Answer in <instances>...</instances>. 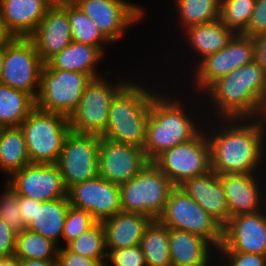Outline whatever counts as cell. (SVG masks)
I'll return each instance as SVG.
<instances>
[{"mask_svg":"<svg viewBox=\"0 0 266 266\" xmlns=\"http://www.w3.org/2000/svg\"><path fill=\"white\" fill-rule=\"evenodd\" d=\"M223 120L224 125L220 124L217 131L214 128L211 130L212 134L211 131L206 132L210 145L211 170L217 174H256L265 158L263 140L266 123L262 118H255L252 122L248 118Z\"/></svg>","mask_w":266,"mask_h":266,"instance_id":"cell-1","label":"cell"},{"mask_svg":"<svg viewBox=\"0 0 266 266\" xmlns=\"http://www.w3.org/2000/svg\"><path fill=\"white\" fill-rule=\"evenodd\" d=\"M204 92L219 118H262L266 73L254 60L217 79Z\"/></svg>","mask_w":266,"mask_h":266,"instance_id":"cell-2","label":"cell"},{"mask_svg":"<svg viewBox=\"0 0 266 266\" xmlns=\"http://www.w3.org/2000/svg\"><path fill=\"white\" fill-rule=\"evenodd\" d=\"M158 93L152 97L143 146L149 162L163 151L192 140L202 131L195 118L192 119L194 116H189L185 110L186 105L181 103V99L178 101L175 97L168 98L166 93Z\"/></svg>","mask_w":266,"mask_h":266,"instance_id":"cell-3","label":"cell"},{"mask_svg":"<svg viewBox=\"0 0 266 266\" xmlns=\"http://www.w3.org/2000/svg\"><path fill=\"white\" fill-rule=\"evenodd\" d=\"M131 82L113 98L107 128L101 137L143 148L150 105L156 92Z\"/></svg>","mask_w":266,"mask_h":266,"instance_id":"cell-4","label":"cell"},{"mask_svg":"<svg viewBox=\"0 0 266 266\" xmlns=\"http://www.w3.org/2000/svg\"><path fill=\"white\" fill-rule=\"evenodd\" d=\"M20 127L32 164L57 163L70 131L67 116L35 108Z\"/></svg>","mask_w":266,"mask_h":266,"instance_id":"cell-5","label":"cell"},{"mask_svg":"<svg viewBox=\"0 0 266 266\" xmlns=\"http://www.w3.org/2000/svg\"><path fill=\"white\" fill-rule=\"evenodd\" d=\"M174 187L169 178L149 162L134 178L120 185L122 211L158 219Z\"/></svg>","mask_w":266,"mask_h":266,"instance_id":"cell-6","label":"cell"},{"mask_svg":"<svg viewBox=\"0 0 266 266\" xmlns=\"http://www.w3.org/2000/svg\"><path fill=\"white\" fill-rule=\"evenodd\" d=\"M129 82L123 80L114 84L105 77L92 78L78 106L68 116L70 131L102 136L107 128L112 100Z\"/></svg>","mask_w":266,"mask_h":266,"instance_id":"cell-7","label":"cell"},{"mask_svg":"<svg viewBox=\"0 0 266 266\" xmlns=\"http://www.w3.org/2000/svg\"><path fill=\"white\" fill-rule=\"evenodd\" d=\"M158 220L168 228L204 237L216 250L223 241V226L179 186H175L170 192L165 209Z\"/></svg>","mask_w":266,"mask_h":266,"instance_id":"cell-8","label":"cell"},{"mask_svg":"<svg viewBox=\"0 0 266 266\" xmlns=\"http://www.w3.org/2000/svg\"><path fill=\"white\" fill-rule=\"evenodd\" d=\"M92 80L90 75L58 69L45 64L41 71L36 108L69 116L78 106L83 92Z\"/></svg>","mask_w":266,"mask_h":266,"instance_id":"cell-9","label":"cell"},{"mask_svg":"<svg viewBox=\"0 0 266 266\" xmlns=\"http://www.w3.org/2000/svg\"><path fill=\"white\" fill-rule=\"evenodd\" d=\"M205 131L190 141L163 151L152 163L175 185L211 171L210 145Z\"/></svg>","mask_w":266,"mask_h":266,"instance_id":"cell-10","label":"cell"},{"mask_svg":"<svg viewBox=\"0 0 266 266\" xmlns=\"http://www.w3.org/2000/svg\"><path fill=\"white\" fill-rule=\"evenodd\" d=\"M43 66L33 42L29 38L15 37L4 44L0 83L29 93L36 100Z\"/></svg>","mask_w":266,"mask_h":266,"instance_id":"cell-11","label":"cell"},{"mask_svg":"<svg viewBox=\"0 0 266 266\" xmlns=\"http://www.w3.org/2000/svg\"><path fill=\"white\" fill-rule=\"evenodd\" d=\"M99 144V135L69 131L56 163L67 189L99 175Z\"/></svg>","mask_w":266,"mask_h":266,"instance_id":"cell-12","label":"cell"},{"mask_svg":"<svg viewBox=\"0 0 266 266\" xmlns=\"http://www.w3.org/2000/svg\"><path fill=\"white\" fill-rule=\"evenodd\" d=\"M256 60L254 38L235 34L229 43L218 52L206 56L194 70V83L205 91L213 82Z\"/></svg>","mask_w":266,"mask_h":266,"instance_id":"cell-13","label":"cell"},{"mask_svg":"<svg viewBox=\"0 0 266 266\" xmlns=\"http://www.w3.org/2000/svg\"><path fill=\"white\" fill-rule=\"evenodd\" d=\"M97 25L102 34L116 42L128 27L144 17L143 8L126 0H77L76 4Z\"/></svg>","mask_w":266,"mask_h":266,"instance_id":"cell-14","label":"cell"},{"mask_svg":"<svg viewBox=\"0 0 266 266\" xmlns=\"http://www.w3.org/2000/svg\"><path fill=\"white\" fill-rule=\"evenodd\" d=\"M6 182L17 194L44 202L68 197L57 164H29L14 172Z\"/></svg>","mask_w":266,"mask_h":266,"instance_id":"cell-15","label":"cell"},{"mask_svg":"<svg viewBox=\"0 0 266 266\" xmlns=\"http://www.w3.org/2000/svg\"><path fill=\"white\" fill-rule=\"evenodd\" d=\"M149 163L143 148L111 141L100 136L98 174L122 185L134 178Z\"/></svg>","mask_w":266,"mask_h":266,"instance_id":"cell-16","label":"cell"},{"mask_svg":"<svg viewBox=\"0 0 266 266\" xmlns=\"http://www.w3.org/2000/svg\"><path fill=\"white\" fill-rule=\"evenodd\" d=\"M68 199L71 206L88 211L97 222L122 211L120 185L99 175L70 187Z\"/></svg>","mask_w":266,"mask_h":266,"instance_id":"cell-17","label":"cell"},{"mask_svg":"<svg viewBox=\"0 0 266 266\" xmlns=\"http://www.w3.org/2000/svg\"><path fill=\"white\" fill-rule=\"evenodd\" d=\"M265 211L230 217L223 227V241L217 251L266 255Z\"/></svg>","mask_w":266,"mask_h":266,"instance_id":"cell-18","label":"cell"},{"mask_svg":"<svg viewBox=\"0 0 266 266\" xmlns=\"http://www.w3.org/2000/svg\"><path fill=\"white\" fill-rule=\"evenodd\" d=\"M28 38L46 64L73 41L68 6L49 8L37 29Z\"/></svg>","mask_w":266,"mask_h":266,"instance_id":"cell-19","label":"cell"},{"mask_svg":"<svg viewBox=\"0 0 266 266\" xmlns=\"http://www.w3.org/2000/svg\"><path fill=\"white\" fill-rule=\"evenodd\" d=\"M179 187L223 227L229 222L227 199L219 174L211 170L204 175L185 180Z\"/></svg>","mask_w":266,"mask_h":266,"instance_id":"cell-20","label":"cell"},{"mask_svg":"<svg viewBox=\"0 0 266 266\" xmlns=\"http://www.w3.org/2000/svg\"><path fill=\"white\" fill-rule=\"evenodd\" d=\"M255 174H219L230 217L259 212L264 197ZM263 198V199H262ZM261 199V200H260Z\"/></svg>","mask_w":266,"mask_h":266,"instance_id":"cell-21","label":"cell"},{"mask_svg":"<svg viewBox=\"0 0 266 266\" xmlns=\"http://www.w3.org/2000/svg\"><path fill=\"white\" fill-rule=\"evenodd\" d=\"M152 220L145 214L123 211L103 220L107 253L140 245L145 229Z\"/></svg>","mask_w":266,"mask_h":266,"instance_id":"cell-22","label":"cell"},{"mask_svg":"<svg viewBox=\"0 0 266 266\" xmlns=\"http://www.w3.org/2000/svg\"><path fill=\"white\" fill-rule=\"evenodd\" d=\"M49 8L44 0H0L2 17L14 37L28 38Z\"/></svg>","mask_w":266,"mask_h":266,"instance_id":"cell-23","label":"cell"},{"mask_svg":"<svg viewBox=\"0 0 266 266\" xmlns=\"http://www.w3.org/2000/svg\"><path fill=\"white\" fill-rule=\"evenodd\" d=\"M213 246V247H211ZM214 245L204 237L169 228V250L172 266H208Z\"/></svg>","mask_w":266,"mask_h":266,"instance_id":"cell-24","label":"cell"},{"mask_svg":"<svg viewBox=\"0 0 266 266\" xmlns=\"http://www.w3.org/2000/svg\"><path fill=\"white\" fill-rule=\"evenodd\" d=\"M104 53L105 52L97 46L72 41L45 65L49 69L79 72L96 78L100 77V74L98 75V73H96V68L98 62L105 57Z\"/></svg>","mask_w":266,"mask_h":266,"instance_id":"cell-25","label":"cell"},{"mask_svg":"<svg viewBox=\"0 0 266 266\" xmlns=\"http://www.w3.org/2000/svg\"><path fill=\"white\" fill-rule=\"evenodd\" d=\"M184 34L188 37L187 42L193 48V52L200 58L199 63L206 56L214 54L225 47L233 38L235 33L230 30L220 19L185 29ZM200 55V56H199Z\"/></svg>","mask_w":266,"mask_h":266,"instance_id":"cell-26","label":"cell"},{"mask_svg":"<svg viewBox=\"0 0 266 266\" xmlns=\"http://www.w3.org/2000/svg\"><path fill=\"white\" fill-rule=\"evenodd\" d=\"M69 205L68 197L44 202L36 200L34 219L27 225L26 229L39 233L58 245V240L60 237L62 238Z\"/></svg>","mask_w":266,"mask_h":266,"instance_id":"cell-27","label":"cell"},{"mask_svg":"<svg viewBox=\"0 0 266 266\" xmlns=\"http://www.w3.org/2000/svg\"><path fill=\"white\" fill-rule=\"evenodd\" d=\"M31 164L20 126L0 128V171L8 176Z\"/></svg>","mask_w":266,"mask_h":266,"instance_id":"cell-28","label":"cell"},{"mask_svg":"<svg viewBox=\"0 0 266 266\" xmlns=\"http://www.w3.org/2000/svg\"><path fill=\"white\" fill-rule=\"evenodd\" d=\"M36 108V100L21 90L0 83V128L17 127Z\"/></svg>","mask_w":266,"mask_h":266,"instance_id":"cell-29","label":"cell"},{"mask_svg":"<svg viewBox=\"0 0 266 266\" xmlns=\"http://www.w3.org/2000/svg\"><path fill=\"white\" fill-rule=\"evenodd\" d=\"M147 266H172L169 250V228L158 219L145 229L140 243Z\"/></svg>","mask_w":266,"mask_h":266,"instance_id":"cell-30","label":"cell"},{"mask_svg":"<svg viewBox=\"0 0 266 266\" xmlns=\"http://www.w3.org/2000/svg\"><path fill=\"white\" fill-rule=\"evenodd\" d=\"M58 249L52 240L24 229L17 233L14 255L20 260L57 261Z\"/></svg>","mask_w":266,"mask_h":266,"instance_id":"cell-31","label":"cell"},{"mask_svg":"<svg viewBox=\"0 0 266 266\" xmlns=\"http://www.w3.org/2000/svg\"><path fill=\"white\" fill-rule=\"evenodd\" d=\"M175 4L183 30L220 19L221 0H175Z\"/></svg>","mask_w":266,"mask_h":266,"instance_id":"cell-32","label":"cell"},{"mask_svg":"<svg viewBox=\"0 0 266 266\" xmlns=\"http://www.w3.org/2000/svg\"><path fill=\"white\" fill-rule=\"evenodd\" d=\"M69 251L83 257L98 260L103 266H108L105 233L102 222H96L80 237L65 246Z\"/></svg>","mask_w":266,"mask_h":266,"instance_id":"cell-33","label":"cell"},{"mask_svg":"<svg viewBox=\"0 0 266 266\" xmlns=\"http://www.w3.org/2000/svg\"><path fill=\"white\" fill-rule=\"evenodd\" d=\"M68 19L73 41L97 46L105 52L103 45H105L104 43H110V41L77 5L68 6Z\"/></svg>","mask_w":266,"mask_h":266,"instance_id":"cell-34","label":"cell"},{"mask_svg":"<svg viewBox=\"0 0 266 266\" xmlns=\"http://www.w3.org/2000/svg\"><path fill=\"white\" fill-rule=\"evenodd\" d=\"M256 0H221L220 20L235 34H243Z\"/></svg>","mask_w":266,"mask_h":266,"instance_id":"cell-35","label":"cell"},{"mask_svg":"<svg viewBox=\"0 0 266 266\" xmlns=\"http://www.w3.org/2000/svg\"><path fill=\"white\" fill-rule=\"evenodd\" d=\"M96 222L97 221L91 216L88 211L69 205L62 232V239H64L65 246L69 242L80 237Z\"/></svg>","mask_w":266,"mask_h":266,"instance_id":"cell-36","label":"cell"},{"mask_svg":"<svg viewBox=\"0 0 266 266\" xmlns=\"http://www.w3.org/2000/svg\"><path fill=\"white\" fill-rule=\"evenodd\" d=\"M5 192L0 195V218L17 233L27 228L19 214L18 195L6 184Z\"/></svg>","mask_w":266,"mask_h":266,"instance_id":"cell-37","label":"cell"},{"mask_svg":"<svg viewBox=\"0 0 266 266\" xmlns=\"http://www.w3.org/2000/svg\"><path fill=\"white\" fill-rule=\"evenodd\" d=\"M106 261L111 262L110 265L112 266H147L140 245L110 250L107 253Z\"/></svg>","mask_w":266,"mask_h":266,"instance_id":"cell-38","label":"cell"},{"mask_svg":"<svg viewBox=\"0 0 266 266\" xmlns=\"http://www.w3.org/2000/svg\"><path fill=\"white\" fill-rule=\"evenodd\" d=\"M220 253V263L227 266H266V255L243 253L236 251H217ZM225 258V259H224Z\"/></svg>","mask_w":266,"mask_h":266,"instance_id":"cell-39","label":"cell"},{"mask_svg":"<svg viewBox=\"0 0 266 266\" xmlns=\"http://www.w3.org/2000/svg\"><path fill=\"white\" fill-rule=\"evenodd\" d=\"M266 32V0H256L252 17L243 35L254 38Z\"/></svg>","mask_w":266,"mask_h":266,"instance_id":"cell-40","label":"cell"},{"mask_svg":"<svg viewBox=\"0 0 266 266\" xmlns=\"http://www.w3.org/2000/svg\"><path fill=\"white\" fill-rule=\"evenodd\" d=\"M57 263L58 266H103L98 260L73 253L66 247L58 249Z\"/></svg>","mask_w":266,"mask_h":266,"instance_id":"cell-41","label":"cell"},{"mask_svg":"<svg viewBox=\"0 0 266 266\" xmlns=\"http://www.w3.org/2000/svg\"><path fill=\"white\" fill-rule=\"evenodd\" d=\"M17 232L0 218V258L14 255Z\"/></svg>","mask_w":266,"mask_h":266,"instance_id":"cell-42","label":"cell"},{"mask_svg":"<svg viewBox=\"0 0 266 266\" xmlns=\"http://www.w3.org/2000/svg\"><path fill=\"white\" fill-rule=\"evenodd\" d=\"M19 214L26 226L34 219L36 212V200L18 195Z\"/></svg>","mask_w":266,"mask_h":266,"instance_id":"cell-43","label":"cell"},{"mask_svg":"<svg viewBox=\"0 0 266 266\" xmlns=\"http://www.w3.org/2000/svg\"><path fill=\"white\" fill-rule=\"evenodd\" d=\"M256 42V61L266 73V32L254 37Z\"/></svg>","mask_w":266,"mask_h":266,"instance_id":"cell-44","label":"cell"},{"mask_svg":"<svg viewBox=\"0 0 266 266\" xmlns=\"http://www.w3.org/2000/svg\"><path fill=\"white\" fill-rule=\"evenodd\" d=\"M15 37L6 27L5 21L2 17V13L0 11V45L7 44L12 41Z\"/></svg>","mask_w":266,"mask_h":266,"instance_id":"cell-45","label":"cell"},{"mask_svg":"<svg viewBox=\"0 0 266 266\" xmlns=\"http://www.w3.org/2000/svg\"><path fill=\"white\" fill-rule=\"evenodd\" d=\"M21 266H58V263L50 260H21Z\"/></svg>","mask_w":266,"mask_h":266,"instance_id":"cell-46","label":"cell"},{"mask_svg":"<svg viewBox=\"0 0 266 266\" xmlns=\"http://www.w3.org/2000/svg\"><path fill=\"white\" fill-rule=\"evenodd\" d=\"M50 8L67 7L76 4L77 0H44Z\"/></svg>","mask_w":266,"mask_h":266,"instance_id":"cell-47","label":"cell"},{"mask_svg":"<svg viewBox=\"0 0 266 266\" xmlns=\"http://www.w3.org/2000/svg\"><path fill=\"white\" fill-rule=\"evenodd\" d=\"M0 266H21V260L15 255L0 258Z\"/></svg>","mask_w":266,"mask_h":266,"instance_id":"cell-48","label":"cell"},{"mask_svg":"<svg viewBox=\"0 0 266 266\" xmlns=\"http://www.w3.org/2000/svg\"><path fill=\"white\" fill-rule=\"evenodd\" d=\"M4 64V44L0 45V78Z\"/></svg>","mask_w":266,"mask_h":266,"instance_id":"cell-49","label":"cell"},{"mask_svg":"<svg viewBox=\"0 0 266 266\" xmlns=\"http://www.w3.org/2000/svg\"><path fill=\"white\" fill-rule=\"evenodd\" d=\"M262 107H263V113L266 111V94L264 96V99L262 101Z\"/></svg>","mask_w":266,"mask_h":266,"instance_id":"cell-50","label":"cell"},{"mask_svg":"<svg viewBox=\"0 0 266 266\" xmlns=\"http://www.w3.org/2000/svg\"><path fill=\"white\" fill-rule=\"evenodd\" d=\"M262 119L266 123V111L263 113Z\"/></svg>","mask_w":266,"mask_h":266,"instance_id":"cell-51","label":"cell"}]
</instances>
